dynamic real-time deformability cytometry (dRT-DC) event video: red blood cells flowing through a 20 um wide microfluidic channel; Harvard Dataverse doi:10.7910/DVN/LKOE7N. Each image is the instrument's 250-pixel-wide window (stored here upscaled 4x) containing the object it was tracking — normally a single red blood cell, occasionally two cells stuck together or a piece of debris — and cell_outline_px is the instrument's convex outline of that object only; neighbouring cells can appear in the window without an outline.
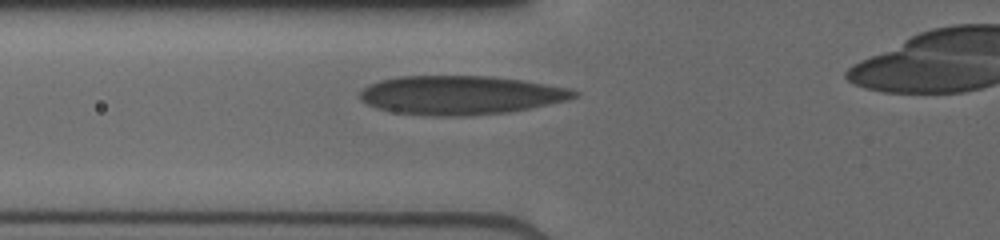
{"species": "human", "species_latin": "Homo sapiens", "temperature_condition": "cold", "stored_images_in_passage": 13, "camera_frame_rate_fps": 3000, "um_per_image_px": 0.085, "donor": {"sex": "male"}, "frame": {"image": 1, "passage_image": 2, "time_ms": 0.667, "image_size_px": [1000, 240], "cell_outline_px": [[580, 92], [576, 96], [568, 100], [512, 112], [464, 116], [432, 116], [396, 112], [380, 108], [368, 104], [360, 96], [360, 92], [368, 84], [380, 80], [400, 76], [488, 76], [520, 80], [568, 88]], "centroid_in_image_um": [39.17, 8.09], "position_along_channel_um": 86.6, "area_um2": 48.21}}
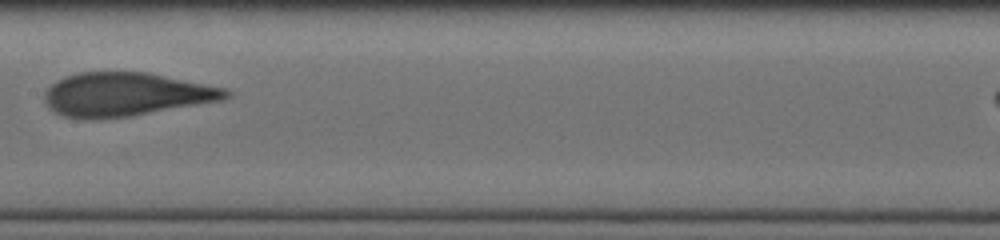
{"frame": {"image": 2, "passage_image": 6, "time_ms": 3.333, "image_size_px": [1000, 240], "cell_outline_px": [[232, 92], [228, 96], [220, 100], [132, 116], [64, 116], [56, 112], [44, 100], [44, 92], [56, 80], [64, 76], [76, 72], [148, 72], [228, 88]], "centroid_in_image_um": [10.75, 7.97], "position_along_channel_um": 196.7, "area_um2": 45.14}}
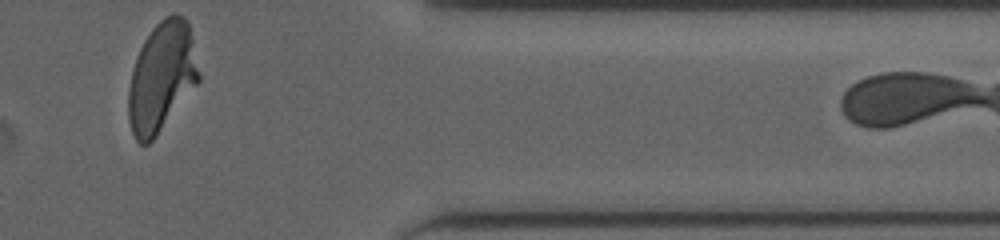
{"frame": {"image": 3, "passage_image": 12, "time_ms": 8.667, "image_size_px": [1000, 240], "cell_outline_px": [[200, 80], [156, 136], [148, 144], [140, 144], [136, 140], [132, 132], [128, 120], [128, 88], [132, 68], [136, 56], [144, 40], [152, 28], [164, 16], [172, 12], [176, 12], [188, 20], [200, 76]], "centroid_in_image_um": [13.72, 6.52], "position_along_channel_um": 397.7, "area_um2": 45.03}}